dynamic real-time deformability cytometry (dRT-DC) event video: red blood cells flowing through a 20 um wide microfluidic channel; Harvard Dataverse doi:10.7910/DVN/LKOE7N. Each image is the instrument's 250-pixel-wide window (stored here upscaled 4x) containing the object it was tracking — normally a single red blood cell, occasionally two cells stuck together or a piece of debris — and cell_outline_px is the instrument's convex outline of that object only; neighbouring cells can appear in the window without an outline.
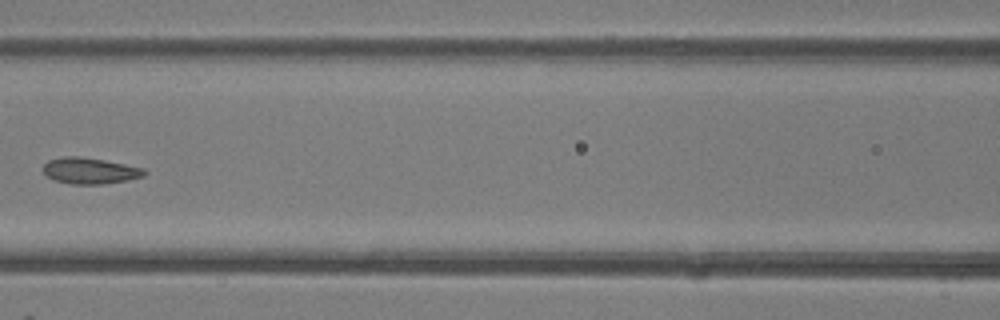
{"species": "common noctule bat (a hibernating species)", "species_latin": "Nyctalus noctula", "temperature_condition": "room temperature", "stored_images_in_passage": 6, "camera_frame_rate_fps": 3000, "um_per_image_px": 0.085, "animal": {"sex": "female"}, "frame": {"image": 1, "passage_image": 6, "time_ms": 6.0, "image_size_px": [1000, 320], "cell_outline_px": [[148, 172], [144, 176], [128, 180], [100, 184], [72, 184], [52, 180], [44, 172], [44, 164], [48, 160], [64, 156], [80, 156], [104, 160], [144, 168]], "centroid_in_image_um": [7.65, 14.51], "position_along_channel_um": 159.0, "area_um2": 15.43}}